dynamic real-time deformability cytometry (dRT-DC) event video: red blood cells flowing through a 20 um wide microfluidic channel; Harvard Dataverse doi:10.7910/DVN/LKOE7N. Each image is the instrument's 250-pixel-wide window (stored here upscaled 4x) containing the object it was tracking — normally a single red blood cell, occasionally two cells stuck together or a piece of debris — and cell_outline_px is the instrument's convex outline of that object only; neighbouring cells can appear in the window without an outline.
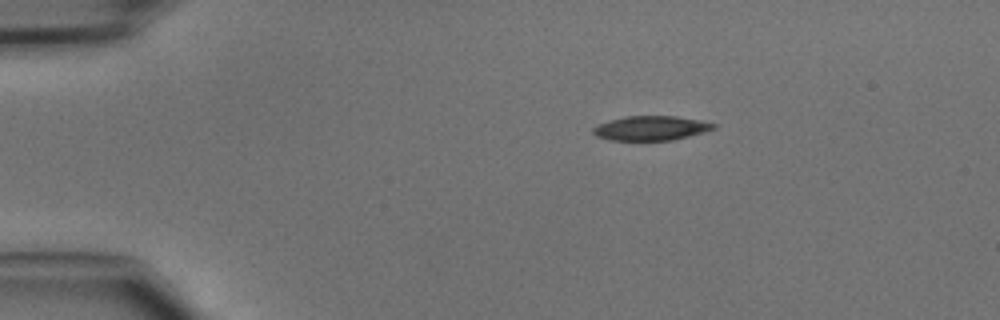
{"species": "common noctule bat (a hibernating species)", "species_latin": "Nyctalus noctula", "temperature_condition": "cold", "stored_images_in_passage": 39, "camera_frame_rate_fps": 3000, "um_per_image_px": 0.085, "animal": {"sex": "male", "body_mass_g": 15.6}, "frame": {"image": 1, "passage_image": 1, "time_ms": 0.0, "image_size_px": [1000, 320], "cell_outline_px": [[716, 128], [704, 132], [672, 140], [608, 140], [596, 136], [592, 132], [592, 128], [608, 120], [624, 116], [676, 116], [700, 120], [716, 124]], "centroid_in_image_um": [55.31, 10.89], "position_along_channel_um": 29.7, "area_um2": 17.17}}
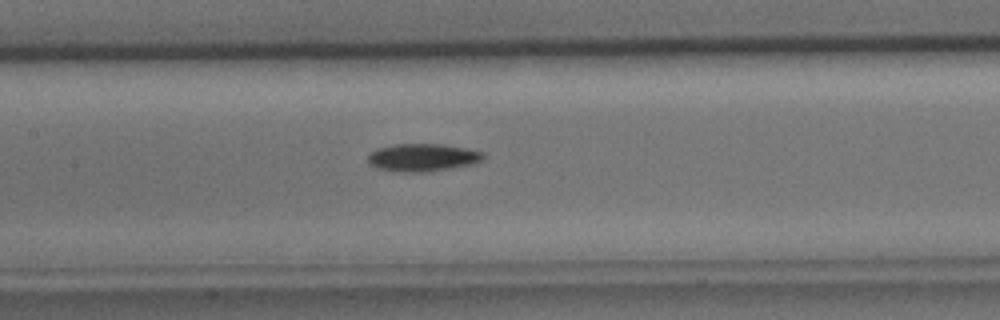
{"frame": {"image": 2, "passage_image": 15, "time_ms": 4.667, "image_size_px": [1000, 320], "cell_outline_px": [[484, 156], [480, 160], [472, 164], [452, 168], [428, 172], [392, 172], [376, 168], [368, 164], [368, 156], [372, 152], [380, 148], [392, 144], [440, 144], [464, 148], [484, 152]], "centroid_in_image_um": [35.88, 13.4], "position_along_channel_um": 171.5, "area_um2": 18.67}}
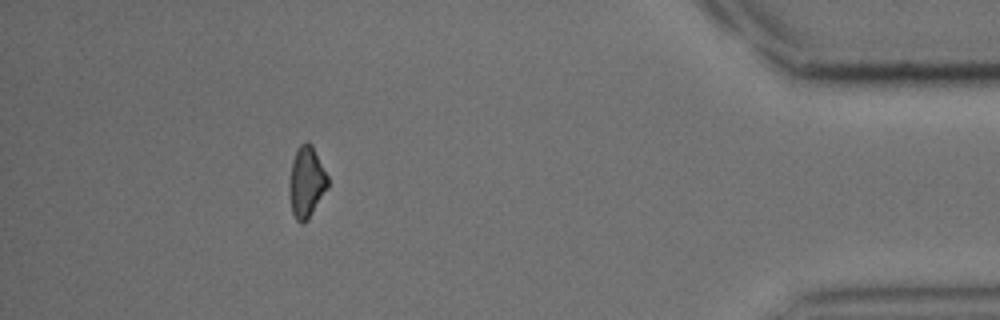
{"frame": {"image": 3, "passage_image": 35, "time_ms": 11.333, "image_size_px": [1000, 320], "cell_outline_px": [[328, 188], [308, 220], [304, 224], [300, 224], [296, 220], [292, 212], [288, 188], [288, 180], [292, 160], [300, 144], [304, 140], [308, 140], [312, 144], [328, 176]], "centroid_in_image_um": [26.04, 15.48], "position_along_channel_um": 409.2, "area_um2": 16.36}}